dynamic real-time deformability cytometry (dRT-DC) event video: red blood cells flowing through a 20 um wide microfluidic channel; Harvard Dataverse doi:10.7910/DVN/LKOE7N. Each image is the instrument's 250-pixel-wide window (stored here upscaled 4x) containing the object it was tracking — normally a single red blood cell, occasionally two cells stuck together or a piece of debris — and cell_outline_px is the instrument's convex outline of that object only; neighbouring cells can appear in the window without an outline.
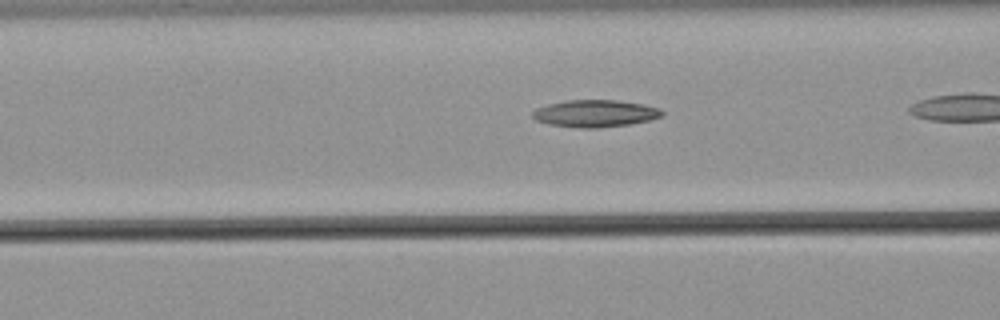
{"species": "common noctule bat (a hibernating species)", "species_latin": "Nyctalus noctula", "temperature_condition": "warm", "stored_images_in_passage": 20, "camera_frame_rate_fps": 3000, "um_per_image_px": 0.085, "animal": {"sex": "male", "body_mass_g": 21.5, "forearm_length_mm": 52.0}, "frame": {"image": 1, "passage_image": 6, "time_ms": 1.667, "image_size_px": [1000, 320], "cell_outline_px": [[664, 112], [660, 116], [648, 120], [628, 124], [596, 128], [580, 128], [548, 124], [536, 120], [532, 116], [532, 112], [536, 108], [548, 104], [568, 100], [620, 100], [644, 104], [660, 108]], "centroid_in_image_um": [50.57, 9.63], "position_along_channel_um": 116.0, "area_um2": 20.4}}
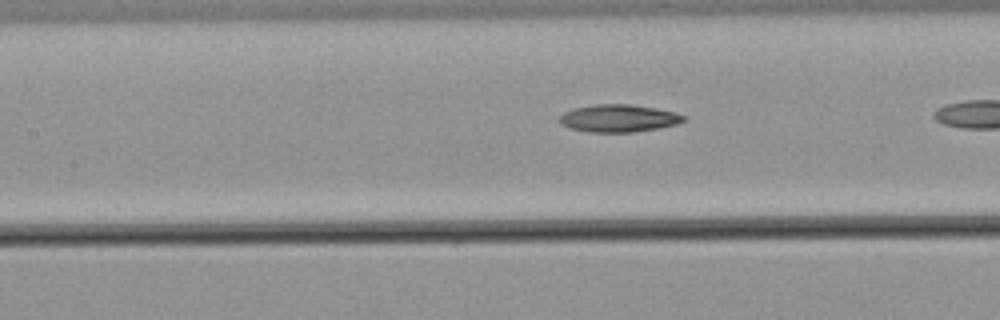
{"frame": {"image": 2, "passage_image": 9, "time_ms": 2.667, "image_size_px": [1000, 320], "cell_outline_px": [[684, 120], [676, 124], [656, 128], [632, 132], [588, 132], [568, 128], [560, 124], [560, 116], [564, 112], [572, 108], [596, 104], [632, 104], [656, 108], [676, 112], [684, 116]], "centroid_in_image_um": [52.53, 10.04], "position_along_channel_um": 154.9, "area_um2": 19.88}}